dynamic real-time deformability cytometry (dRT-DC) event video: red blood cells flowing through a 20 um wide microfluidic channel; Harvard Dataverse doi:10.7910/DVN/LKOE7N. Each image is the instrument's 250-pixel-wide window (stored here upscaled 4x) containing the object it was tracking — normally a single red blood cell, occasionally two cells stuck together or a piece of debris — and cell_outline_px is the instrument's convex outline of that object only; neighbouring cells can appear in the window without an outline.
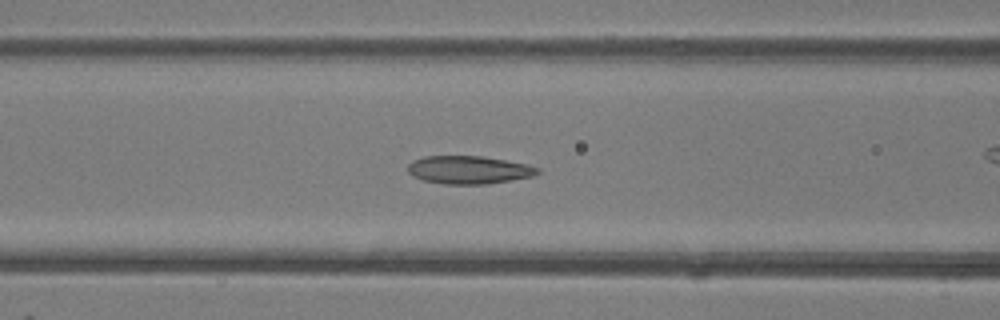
{"species": "common noctule bat (a hibernating species)", "species_latin": "Nyctalus noctula", "temperature_condition": "room temperature", "stored_images_in_passage": 38, "camera_frame_rate_fps": 3000, "um_per_image_px": 0.085, "animal": {"sex": "female"}, "frame": {"image": 1, "passage_image": 9, "time_ms": 2.667, "image_size_px": [1000, 320], "cell_outline_px": [[540, 172], [532, 176], [512, 180], [488, 184], [444, 184], [424, 180], [412, 176], [408, 172], [408, 164], [412, 160], [424, 156], [484, 156], [528, 164], [540, 168]], "centroid_in_image_um": [39.85, 14.43], "position_along_channel_um": 126.7, "area_um2": 21.33}}
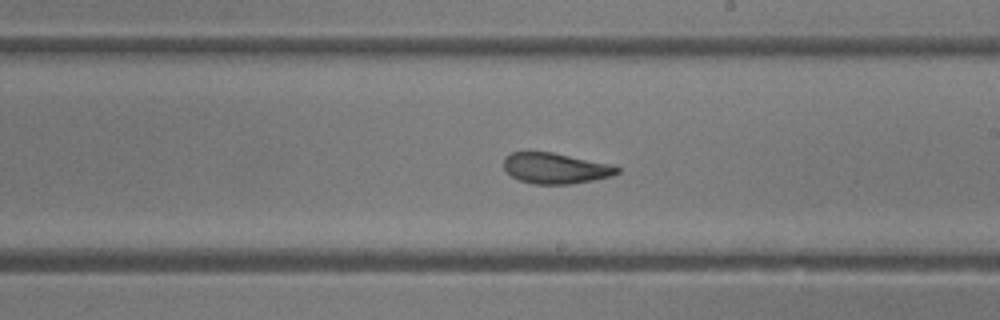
{"frame": {"image": 2, "passage_image": 17, "time_ms": 5.333, "image_size_px": [1000, 320], "cell_outline_px": [[620, 172], [612, 176], [572, 184], [532, 184], [520, 180], [512, 176], [504, 168], [504, 156], [512, 152], [552, 152], [612, 164], [620, 168]], "centroid_in_image_um": [47.23, 14.3], "position_along_channel_um": 241.8, "area_um2": 20.35}}
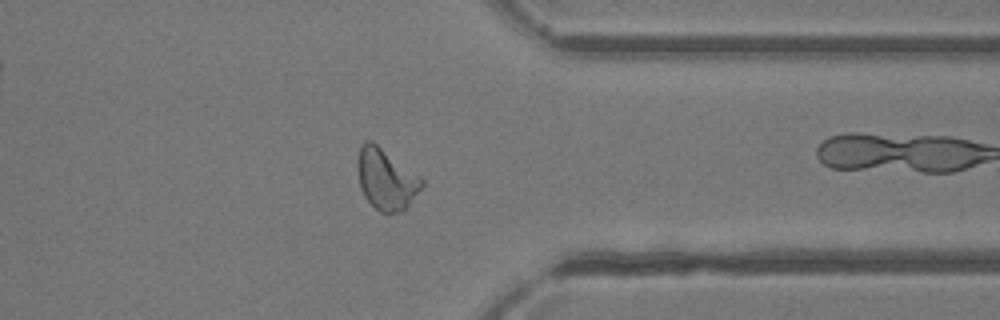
{"frame": {"image": 3, "passage_image": 27, "time_ms": 8.667, "image_size_px": [1000, 320], "cell_outline_px": [[424, 184], [408, 204], [400, 212], [388, 216], [380, 212], [364, 196], [360, 188], [356, 168], [356, 160], [360, 148], [368, 140], [372, 140], [420, 176], [424, 180]], "centroid_in_image_um": [32.79, 15.24], "position_along_channel_um": 378.6, "area_um2": 22.89}, "authors_computed_cell_mechanics": {"area_um2": 21.675, "velocity_mm_per_s": 4.3121, "shape_relaxation_time_tau1_ms": 4.8936, "shape_relaxation_time_tau2_ms": 2.1153, "deformation_change_tau1": 0.1563, "deformation_change_tau2": 0.0861}}